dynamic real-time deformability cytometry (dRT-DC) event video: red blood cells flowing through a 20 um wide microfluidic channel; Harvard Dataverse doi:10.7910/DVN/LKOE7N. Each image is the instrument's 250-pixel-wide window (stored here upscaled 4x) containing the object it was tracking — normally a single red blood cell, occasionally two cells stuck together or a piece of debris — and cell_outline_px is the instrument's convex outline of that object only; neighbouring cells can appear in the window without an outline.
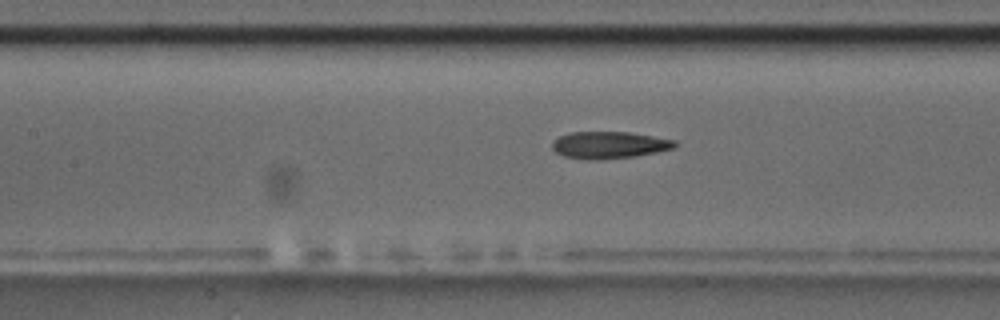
{"species": "common noctule bat (a hibernating species)", "species_latin": "Nyctalus noctula", "temperature_condition": "room temperature", "stored_images_in_passage": 45, "camera_frame_rate_fps": 3000, "um_per_image_px": 0.085, "animal": {"sex": "male", "body_mass_g": 17.5, "forearm_length_mm": 52.3}, "frame": {"image": 1, "passage_image": 26, "time_ms": 8.333, "image_size_px": [1000, 320], "cell_outline_px": [[676, 144], [672, 148], [656, 152], [636, 156], [596, 160], [584, 160], [564, 156], [556, 152], [552, 148], [552, 140], [568, 132], [628, 132], [676, 140]], "centroid_in_image_um": [51.73, 12.33], "position_along_channel_um": 155.7, "area_um2": 19.31}}